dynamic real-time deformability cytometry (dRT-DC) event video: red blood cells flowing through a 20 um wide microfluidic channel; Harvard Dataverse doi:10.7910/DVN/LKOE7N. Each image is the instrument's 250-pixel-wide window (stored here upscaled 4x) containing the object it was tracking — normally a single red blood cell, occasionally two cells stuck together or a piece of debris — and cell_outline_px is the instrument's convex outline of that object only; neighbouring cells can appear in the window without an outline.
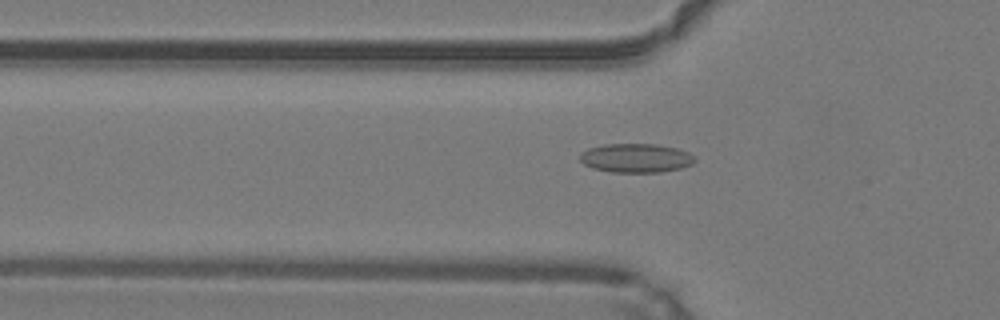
{"species": "common noctule bat (a hibernating species)", "species_latin": "Nyctalus noctula", "temperature_condition": "warm", "stored_images_in_passage": 44, "camera_frame_rate_fps": 3000, "um_per_image_px": 0.085, "animal": {"sex": "male", "body_mass_g": 19.2, "forearm_length_mm": 51.8}, "frame": {"image": 1, "passage_image": 16, "time_ms": 5.0, "image_size_px": [1000, 320], "cell_outline_px": [[696, 160], [692, 164], [680, 168], [660, 172], [612, 172], [592, 168], [584, 164], [580, 160], [580, 152], [588, 148], [604, 144], [656, 144], [676, 148], [688, 152]], "centroid_in_image_um": [54.02, 13.43], "position_along_channel_um": 71.8, "area_um2": 19.36}}
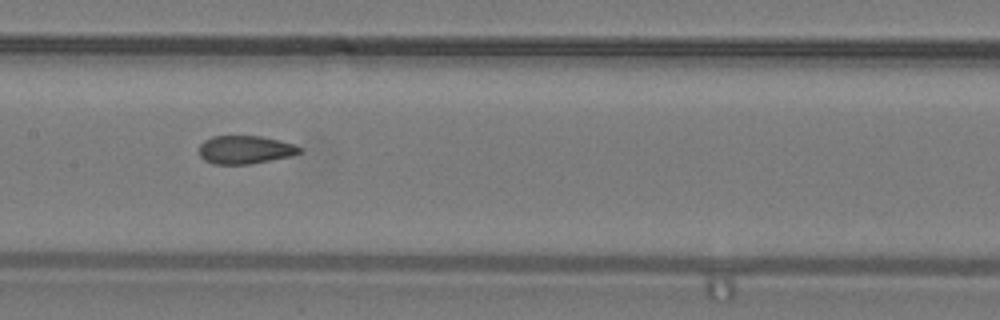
{"frame": {"image": 2, "passage_image": 24, "time_ms": 7.667, "image_size_px": [1000, 320], "cell_outline_px": [[304, 152], [292, 156], [248, 164], [212, 164], [204, 160], [200, 156], [200, 144], [204, 140], [212, 136], [260, 136], [280, 140], [304, 148]], "centroid_in_image_um": [20.86, 12.72], "position_along_channel_um": 186.5, "area_um2": 16.65}}
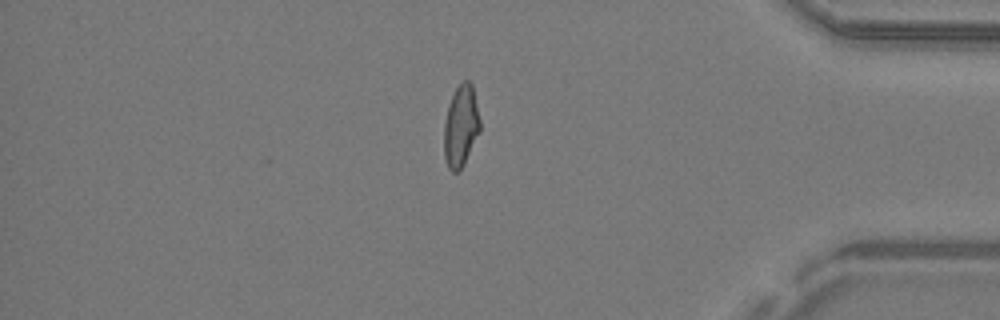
{"frame": {"image": 3, "passage_image": 41, "time_ms": 13.333, "image_size_px": [1000, 320], "cell_outline_px": [[480, 132], [460, 172], [452, 172], [448, 168], [444, 156], [444, 124], [448, 108], [452, 96], [456, 88], [464, 80], [468, 80], [472, 84], [480, 120]], "centroid_in_image_um": [39.18, 10.76], "position_along_channel_um": 396.0, "area_um2": 17.11}}